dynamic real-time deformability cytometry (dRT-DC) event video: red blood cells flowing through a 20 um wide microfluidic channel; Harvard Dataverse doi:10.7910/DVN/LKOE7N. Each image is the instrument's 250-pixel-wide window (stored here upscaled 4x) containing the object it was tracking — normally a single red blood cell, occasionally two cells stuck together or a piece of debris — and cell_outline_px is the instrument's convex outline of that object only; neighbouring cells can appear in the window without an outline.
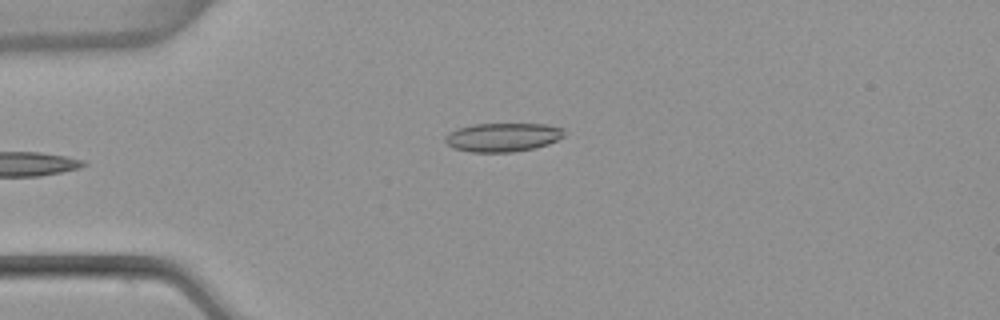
{"species": "common noctule bat (a hibernating species)", "species_latin": "Nyctalus noctula", "temperature_condition": "warm", "stored_images_in_passage": 5, "camera_frame_rate_fps": 3000, "um_per_image_px": 0.085, "animal": {"sex": "female", "body_mass_g": 22.7, "forearm_length_mm": 54.2}, "frame": {"image": 1, "passage_image": 5, "time_ms": 1.333, "image_size_px": [1000, 320], "cell_outline_px": [[564, 136], [548, 144], [532, 148], [512, 152], [472, 152], [452, 148], [444, 140], [444, 136], [448, 132], [456, 128], [472, 124], [544, 124], [564, 128]], "centroid_in_image_um": [42.69, 11.66], "position_along_channel_um": 42.3, "area_um2": 20.0}}